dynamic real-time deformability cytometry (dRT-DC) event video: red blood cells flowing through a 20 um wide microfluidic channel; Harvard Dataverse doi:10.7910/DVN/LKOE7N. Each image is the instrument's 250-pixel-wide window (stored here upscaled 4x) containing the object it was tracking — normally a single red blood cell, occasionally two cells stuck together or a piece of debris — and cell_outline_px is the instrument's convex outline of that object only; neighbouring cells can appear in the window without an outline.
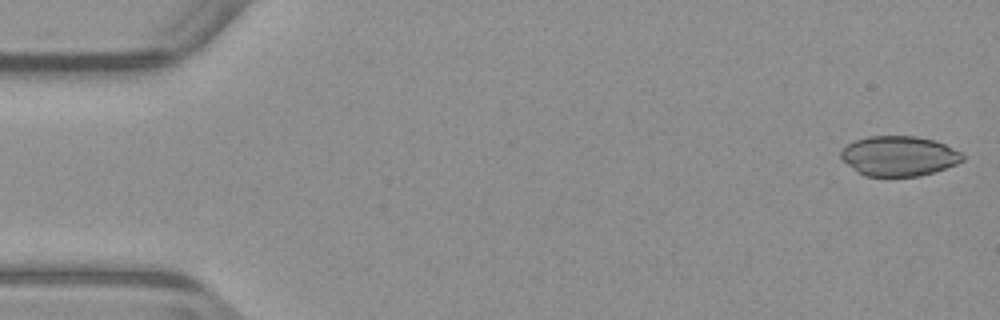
{"species": "common noctule bat (a hibernating species)", "species_latin": "Nyctalus noctula", "temperature_condition": "warm", "stored_images_in_passage": 51, "camera_frame_rate_fps": 3000, "um_per_image_px": 0.085, "animal": {"sex": "male", "body_mass_g": 23.1, "forearm_length_mm": 52.7}, "frame": {"image": 1, "passage_image": 1, "time_ms": 0.0, "image_size_px": [1000, 320], "cell_outline_px": [[964, 160], [956, 164], [920, 176], [864, 176], [856, 172], [840, 160], [840, 152], [852, 140], [868, 136], [916, 136], [932, 140], [944, 144], [960, 152], [964, 156]], "centroid_in_image_um": [76.34, 13.26], "position_along_channel_um": 8.7, "area_um2": 28.44}}